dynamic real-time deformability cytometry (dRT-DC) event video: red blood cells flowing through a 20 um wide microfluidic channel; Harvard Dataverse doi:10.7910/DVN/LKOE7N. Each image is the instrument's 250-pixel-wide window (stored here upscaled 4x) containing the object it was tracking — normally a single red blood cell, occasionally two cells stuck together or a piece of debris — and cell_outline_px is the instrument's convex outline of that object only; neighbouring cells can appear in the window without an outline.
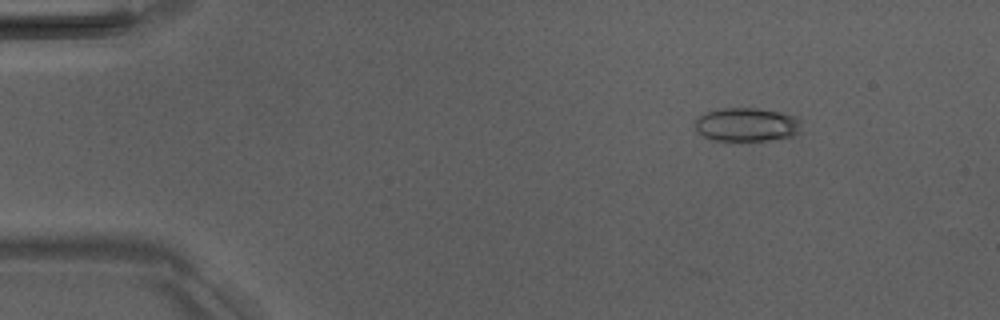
{"species": "Egyptian fruit bat (a non-hibernating species)", "species_latin": "Rousettus aegyptiacus", "temperature_condition": "room temperature", "stored_images_in_passage": 6, "camera_frame_rate_fps": 3000, "um_per_image_px": 0.085, "animal": {"sex": "male"}, "frame": {"image": 1, "passage_image": 3, "time_ms": 2.333, "image_size_px": [1000, 320], "cell_outline_px": [[804, 120], [800, 132], [792, 136], [768, 140], [708, 140], [696, 132], [692, 124], [696, 116], [704, 112], [720, 108], [756, 108], [780, 112], [796, 116]], "centroid_in_image_um": [63.43, 10.58], "position_along_channel_um": 21.6, "area_um2": 21.56}}